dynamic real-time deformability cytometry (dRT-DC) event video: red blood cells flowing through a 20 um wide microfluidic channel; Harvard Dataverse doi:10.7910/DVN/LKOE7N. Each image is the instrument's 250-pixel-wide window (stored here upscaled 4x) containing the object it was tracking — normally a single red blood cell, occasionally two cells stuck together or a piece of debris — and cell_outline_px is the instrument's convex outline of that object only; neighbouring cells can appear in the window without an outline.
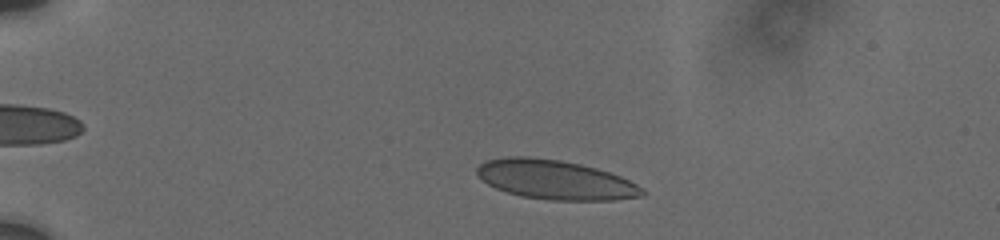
{"species": "human", "species_latin": "Homo sapiens", "temperature_condition": "cold", "stored_images_in_passage": 46, "camera_frame_rate_fps": 3000, "um_per_image_px": 0.085, "donor": {"sex": "male"}, "frame": {"image": 1, "passage_image": 6, "time_ms": 2.0, "image_size_px": [1000, 240], "cell_outline_px": [[648, 192], [644, 196], [616, 200], [548, 200], [520, 196], [496, 188], [488, 184], [476, 172], [476, 168], [480, 164], [488, 160], [508, 156], [528, 156], [560, 160], [580, 164], [596, 168], [620, 176], [644, 188]], "centroid_in_image_um": [47.24, 15.28], "position_along_channel_um": 37.8, "area_um2": 37.92}}
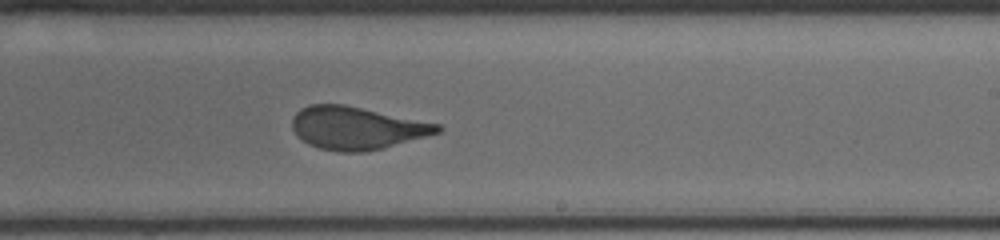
{"frame": {"image": 2, "passage_image": 30, "time_ms": 9.667, "image_size_px": [1000, 240], "cell_outline_px": [[444, 128], [440, 132], [384, 148], [364, 152], [336, 152], [320, 148], [308, 144], [296, 136], [292, 128], [292, 116], [300, 108], [312, 104], [344, 104], [440, 124]], "centroid_in_image_um": [30.29, 10.88], "position_along_channel_um": 258.7, "area_um2": 36.36}}
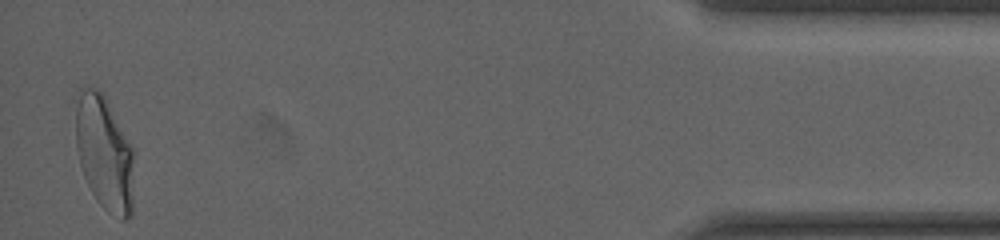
{"frame": {"image": 3, "passage_image": 46, "time_ms": 16.0, "image_size_px": [1000, 240], "cell_outline_px": [[132, 216], [124, 220], [120, 220], [108, 212], [96, 200], [84, 176], [80, 164], [76, 148], [76, 108], [80, 88], [84, 84], [100, 92], [104, 96], [132, 148]], "centroid_in_image_um": [8.85, 13.04], "position_along_channel_um": 426.4, "area_um2": 38.38}, "authors_computed_cell_mechanics": {"area_um2": 36.7608, "velocity_mm_per_s": 3.7562, "shape_relaxation_time_tau1_ms": 7.5125, "shape_relaxation_time_tau2_ms": null, "deformation_change_tau1": 0.198, "deformation_change_tau2": null}}